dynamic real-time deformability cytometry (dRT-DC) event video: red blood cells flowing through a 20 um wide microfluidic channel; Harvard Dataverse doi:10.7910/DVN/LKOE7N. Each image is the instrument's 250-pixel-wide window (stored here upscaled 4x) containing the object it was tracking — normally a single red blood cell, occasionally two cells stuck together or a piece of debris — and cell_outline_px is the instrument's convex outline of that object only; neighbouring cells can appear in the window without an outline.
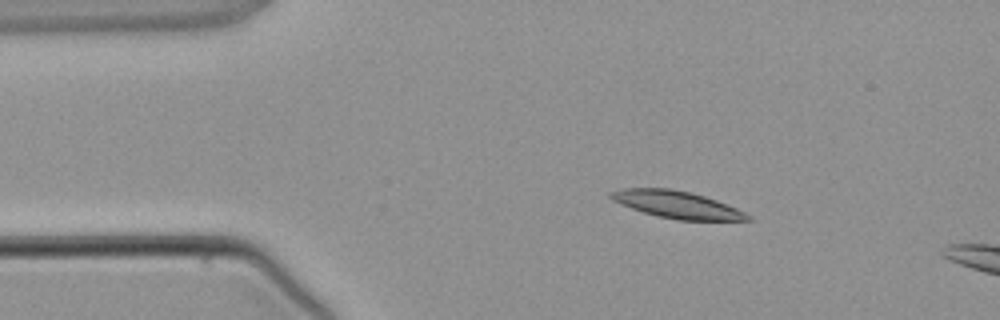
{"species": "common noctule bat (a hibernating species)", "species_latin": "Nyctalus noctula", "temperature_condition": "warm", "stored_images_in_passage": 3, "camera_frame_rate_fps": 3000, "um_per_image_px": 0.085, "animal": {"sex": "male", "body_mass_g": 21.5, "forearm_length_mm": 52.0}, "frame": {"image": 1, "passage_image": 2, "time_ms": 1.0, "image_size_px": [1000, 320], "cell_outline_px": [[752, 220], [676, 220], [644, 212], [620, 204], [612, 200], [608, 196], [608, 192], [624, 188], [672, 188], [692, 192], [716, 200], [736, 208], [752, 216]], "centroid_in_image_um": [57.52, 17.38], "position_along_channel_um": 27.5, "area_um2": 21.62}}